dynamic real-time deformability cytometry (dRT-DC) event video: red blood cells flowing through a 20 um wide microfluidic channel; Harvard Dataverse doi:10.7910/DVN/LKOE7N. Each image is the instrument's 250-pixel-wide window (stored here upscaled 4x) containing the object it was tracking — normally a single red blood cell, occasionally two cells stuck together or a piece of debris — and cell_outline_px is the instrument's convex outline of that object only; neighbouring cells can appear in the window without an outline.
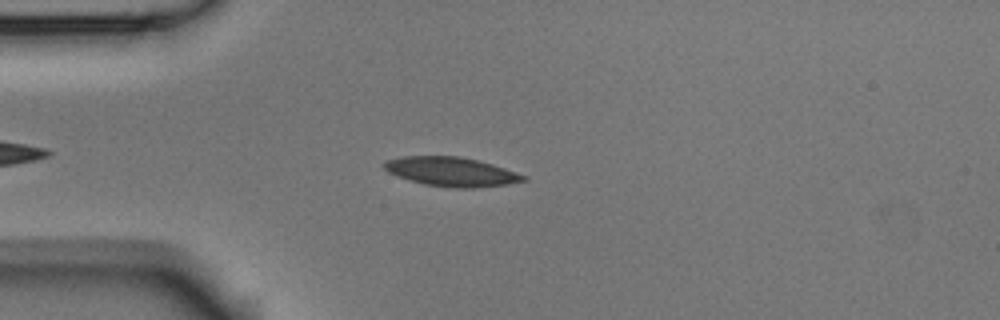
{"species": "Egyptian fruit bat (a non-hibernating species)", "species_latin": "Rousettus aegyptiacus", "temperature_condition": "room temperature", "stored_images_in_passage": 46, "camera_frame_rate_fps": 3000, "um_per_image_px": 0.085, "animal": {"sex": "male"}, "frame": {"image": 1, "passage_image": 7, "time_ms": 2.0, "image_size_px": [1000, 320], "cell_outline_px": [[528, 180], [508, 184], [476, 188], [456, 188], [424, 184], [388, 172], [384, 168], [384, 164], [388, 160], [404, 156], [460, 156], [492, 164], [528, 176]], "centroid_in_image_um": [38.43, 14.6], "position_along_channel_um": 46.6, "area_um2": 23.41}}
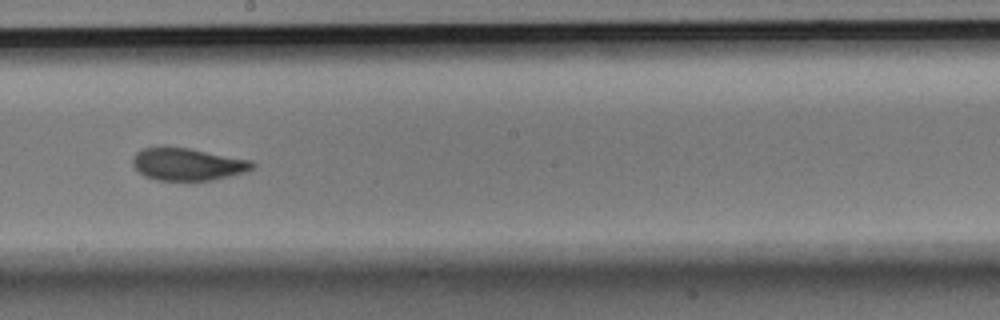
{"frame": {"image": 2, "passage_image": 23, "time_ms": 7.333, "image_size_px": [1000, 320], "cell_outline_px": [[256, 164], [252, 168], [244, 172], [212, 180], [156, 180], [144, 176], [132, 164], [132, 160], [136, 152], [144, 148], [188, 148], [252, 160]], "centroid_in_image_um": [15.95, 13.97], "position_along_channel_um": 232.2, "area_um2": 22.2}}
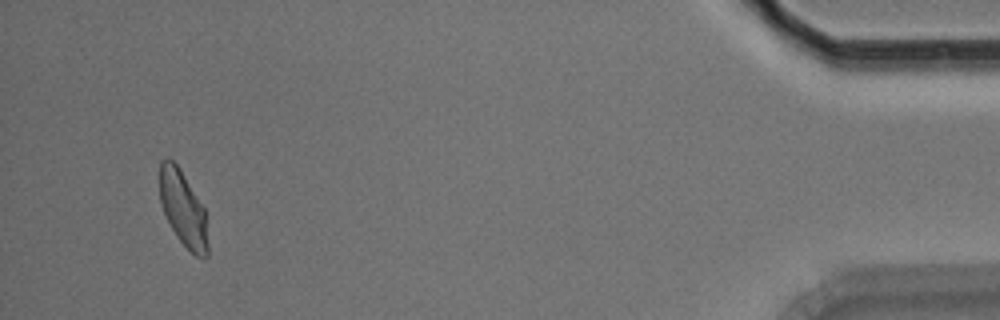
{"frame": {"image": 3, "passage_image": 44, "time_ms": 14.333, "image_size_px": [1000, 320], "cell_outline_px": [[208, 256], [204, 260], [196, 256], [176, 236], [164, 212], [160, 200], [160, 160], [172, 160], [180, 168], [204, 208], [208, 244]], "centroid_in_image_um": [15.58, 17.76], "position_along_channel_um": 419.6, "area_um2": 20.81}, "authors_computed_cell_mechanics": {"area_um2": 22.8021, "velocity_mm_per_s": 3.7478, "shape_relaxation_time_tau1_ms": 3.2219, "shape_relaxation_time_tau2_ms": 1.9159, "deformation_change_tau1": 0.1372, "deformation_change_tau2": 0.065}}